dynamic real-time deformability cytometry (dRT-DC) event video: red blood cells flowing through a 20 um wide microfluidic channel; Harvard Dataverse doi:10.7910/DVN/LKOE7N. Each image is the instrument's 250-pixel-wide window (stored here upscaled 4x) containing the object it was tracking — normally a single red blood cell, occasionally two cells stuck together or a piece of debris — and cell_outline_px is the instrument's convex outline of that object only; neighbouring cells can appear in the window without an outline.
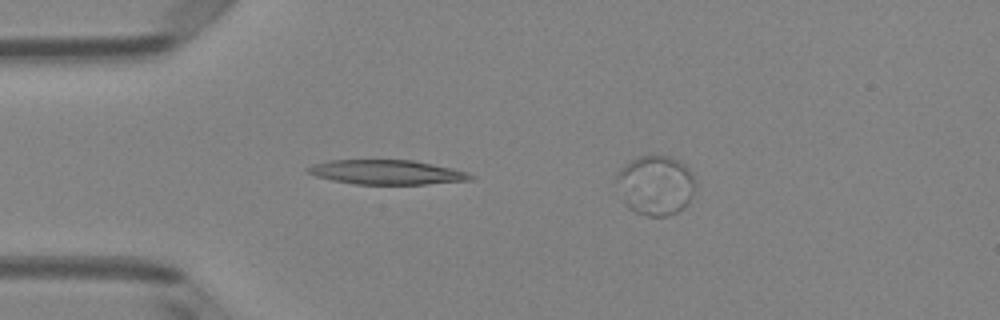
{"species": "Egyptian fruit bat (a non-hibernating species)", "species_latin": "Rousettus aegyptiacus", "temperature_condition": "room temperature", "stored_images_in_passage": 3, "segment_of_instrument_passage": [1, 2], "camera_frame_rate_fps": 3000, "um_per_image_px": 0.085, "animal": {"sex": "female"}, "frame": {"image": 1, "passage_image": 2, "time_ms": 0.333, "image_size_px": [1000, 320], "cell_outline_px": [[476, 176], [472, 180], [428, 184], [356, 184], [332, 180], [316, 176], [304, 172], [304, 168], [312, 164], [332, 160], [412, 160], [452, 168], [468, 172]], "centroid_in_image_um": [32.86, 14.64], "position_along_channel_um": 52.1, "area_um2": 23.35}}